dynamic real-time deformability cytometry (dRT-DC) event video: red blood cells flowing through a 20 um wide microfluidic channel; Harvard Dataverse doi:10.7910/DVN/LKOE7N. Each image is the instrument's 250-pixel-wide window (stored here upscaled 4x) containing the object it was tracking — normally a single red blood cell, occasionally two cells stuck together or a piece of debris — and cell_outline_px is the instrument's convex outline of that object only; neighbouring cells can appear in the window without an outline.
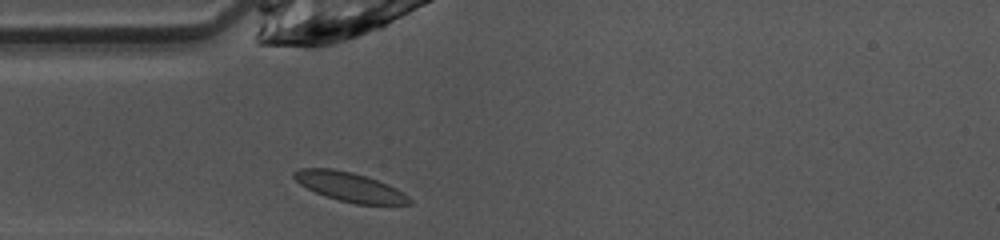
{"species": "common noctule bat (a hibernating species)", "species_latin": "Nyctalus noctula", "temperature_condition": "warm", "stored_images_in_passage": 36, "camera_frame_rate_fps": 3000, "um_per_image_px": 0.085, "animal": {"sex": "female", "body_mass_g": 10.0, "forearm_length_mm": 53.1}, "frame": {"image": 1, "passage_image": 1, "time_ms": 0.0, "image_size_px": [1000, 240], "cell_outline_px": [[412, 204], [356, 204], [324, 196], [300, 184], [292, 176], [292, 172], [300, 168], [332, 168], [352, 172], [388, 184], [396, 188], [408, 196], [412, 200]], "centroid_in_image_um": [29.71, 15.88], "position_along_channel_um": 55.3, "area_um2": 19.48}}
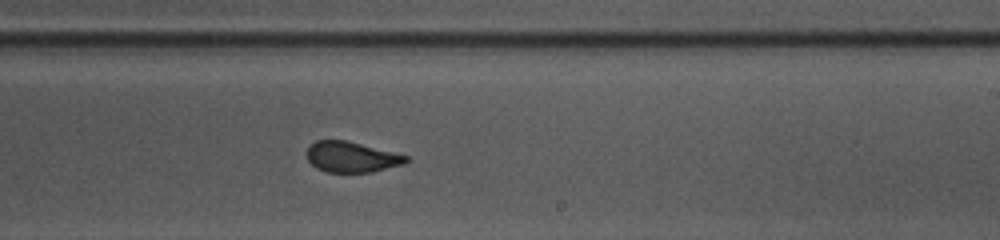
{"frame": {"image": 2, "passage_image": 16, "time_ms": 5.0, "image_size_px": [1000, 240], "cell_outline_px": [[408, 160], [404, 164], [372, 172], [328, 172], [316, 168], [308, 160], [308, 144], [316, 140], [344, 140], [408, 156]], "centroid_in_image_um": [29.85, 13.35], "position_along_channel_um": 259.1, "area_um2": 17.46}}
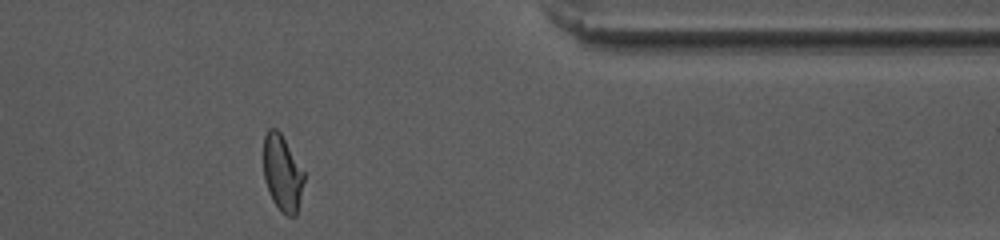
{"frame": {"image": 3, "passage_image": 27, "time_ms": 8.667, "image_size_px": [1000, 240], "cell_outline_px": [[304, 180], [296, 216], [288, 216], [280, 212], [272, 200], [264, 180], [264, 136], [268, 128], [276, 128], [280, 132], [304, 172]], "centroid_in_image_um": [23.98, 14.73], "position_along_channel_um": 387.4, "area_um2": 17.86}, "authors_computed_cell_mechanics": {"area_um2": 18.7561, "velocity_mm_per_s": 4.0907, "shape_relaxation_time_tau1_ms": 6.322, "shape_relaxation_time_tau2_ms": null, "deformation_change_tau1": 0.1564, "deformation_change_tau2": null}}